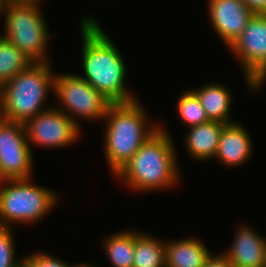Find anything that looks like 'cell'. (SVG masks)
Masks as SVG:
<instances>
[{"label":"cell","instance_id":"30bf717a","mask_svg":"<svg viewBox=\"0 0 266 267\" xmlns=\"http://www.w3.org/2000/svg\"><path fill=\"white\" fill-rule=\"evenodd\" d=\"M229 51L243 67L244 81L251 91L249 79L266 62V14H253Z\"/></svg>","mask_w":266,"mask_h":267},{"label":"cell","instance_id":"5bb4252c","mask_svg":"<svg viewBox=\"0 0 266 267\" xmlns=\"http://www.w3.org/2000/svg\"><path fill=\"white\" fill-rule=\"evenodd\" d=\"M225 125L219 121H209L187 128L189 132L184 136V144L193 160L207 162L214 159Z\"/></svg>","mask_w":266,"mask_h":267},{"label":"cell","instance_id":"d6986e66","mask_svg":"<svg viewBox=\"0 0 266 267\" xmlns=\"http://www.w3.org/2000/svg\"><path fill=\"white\" fill-rule=\"evenodd\" d=\"M32 63L24 53L0 36V87Z\"/></svg>","mask_w":266,"mask_h":267},{"label":"cell","instance_id":"7c38bea8","mask_svg":"<svg viewBox=\"0 0 266 267\" xmlns=\"http://www.w3.org/2000/svg\"><path fill=\"white\" fill-rule=\"evenodd\" d=\"M223 253L235 267H266V238L250 225H239Z\"/></svg>","mask_w":266,"mask_h":267},{"label":"cell","instance_id":"44dd1931","mask_svg":"<svg viewBox=\"0 0 266 267\" xmlns=\"http://www.w3.org/2000/svg\"><path fill=\"white\" fill-rule=\"evenodd\" d=\"M12 227L0 226V267H20L23 259L18 258L15 250V239Z\"/></svg>","mask_w":266,"mask_h":267},{"label":"cell","instance_id":"9a60e30c","mask_svg":"<svg viewBox=\"0 0 266 267\" xmlns=\"http://www.w3.org/2000/svg\"><path fill=\"white\" fill-rule=\"evenodd\" d=\"M211 254L207 245L196 237L165 240L166 267H204Z\"/></svg>","mask_w":266,"mask_h":267},{"label":"cell","instance_id":"cb8c5ba5","mask_svg":"<svg viewBox=\"0 0 266 267\" xmlns=\"http://www.w3.org/2000/svg\"><path fill=\"white\" fill-rule=\"evenodd\" d=\"M204 267H235L227 256L221 252L220 254L212 253L208 258L206 265Z\"/></svg>","mask_w":266,"mask_h":267},{"label":"cell","instance_id":"4fadbf2b","mask_svg":"<svg viewBox=\"0 0 266 267\" xmlns=\"http://www.w3.org/2000/svg\"><path fill=\"white\" fill-rule=\"evenodd\" d=\"M254 143L247 128L240 122L226 124L220 136L214 159L228 168L239 167L248 162L254 152Z\"/></svg>","mask_w":266,"mask_h":267},{"label":"cell","instance_id":"6da1fadb","mask_svg":"<svg viewBox=\"0 0 266 267\" xmlns=\"http://www.w3.org/2000/svg\"><path fill=\"white\" fill-rule=\"evenodd\" d=\"M80 29L83 72L79 76L111 103H127L137 100L138 97L126 87V60L110 34H107L97 18L94 19L91 15L83 17Z\"/></svg>","mask_w":266,"mask_h":267},{"label":"cell","instance_id":"52a82bcc","mask_svg":"<svg viewBox=\"0 0 266 267\" xmlns=\"http://www.w3.org/2000/svg\"><path fill=\"white\" fill-rule=\"evenodd\" d=\"M54 107L79 124L81 120L103 121L111 102L78 74L55 73Z\"/></svg>","mask_w":266,"mask_h":267},{"label":"cell","instance_id":"ac0fdd59","mask_svg":"<svg viewBox=\"0 0 266 267\" xmlns=\"http://www.w3.org/2000/svg\"><path fill=\"white\" fill-rule=\"evenodd\" d=\"M132 267H166L165 240L135 229Z\"/></svg>","mask_w":266,"mask_h":267},{"label":"cell","instance_id":"ffe728a7","mask_svg":"<svg viewBox=\"0 0 266 267\" xmlns=\"http://www.w3.org/2000/svg\"><path fill=\"white\" fill-rule=\"evenodd\" d=\"M177 101L176 111L178 117L181 119L180 121H183L187 128L210 121L199 98L191 89L181 92Z\"/></svg>","mask_w":266,"mask_h":267},{"label":"cell","instance_id":"83f0119b","mask_svg":"<svg viewBox=\"0 0 266 267\" xmlns=\"http://www.w3.org/2000/svg\"><path fill=\"white\" fill-rule=\"evenodd\" d=\"M5 9H6V4H5L4 0H0V17L3 16Z\"/></svg>","mask_w":266,"mask_h":267},{"label":"cell","instance_id":"d4e9b609","mask_svg":"<svg viewBox=\"0 0 266 267\" xmlns=\"http://www.w3.org/2000/svg\"><path fill=\"white\" fill-rule=\"evenodd\" d=\"M254 14H266V0H241Z\"/></svg>","mask_w":266,"mask_h":267},{"label":"cell","instance_id":"2e32d148","mask_svg":"<svg viewBox=\"0 0 266 267\" xmlns=\"http://www.w3.org/2000/svg\"><path fill=\"white\" fill-rule=\"evenodd\" d=\"M191 90L199 98L210 121H219L225 124L237 122L231 119L233 93L228 86L213 82Z\"/></svg>","mask_w":266,"mask_h":267},{"label":"cell","instance_id":"8fae6325","mask_svg":"<svg viewBox=\"0 0 266 267\" xmlns=\"http://www.w3.org/2000/svg\"><path fill=\"white\" fill-rule=\"evenodd\" d=\"M207 8L211 26L227 48L254 14L241 0H207Z\"/></svg>","mask_w":266,"mask_h":267},{"label":"cell","instance_id":"ba28073f","mask_svg":"<svg viewBox=\"0 0 266 267\" xmlns=\"http://www.w3.org/2000/svg\"><path fill=\"white\" fill-rule=\"evenodd\" d=\"M32 153L24 124L0 117V181L32 178Z\"/></svg>","mask_w":266,"mask_h":267},{"label":"cell","instance_id":"7402d4cb","mask_svg":"<svg viewBox=\"0 0 266 267\" xmlns=\"http://www.w3.org/2000/svg\"><path fill=\"white\" fill-rule=\"evenodd\" d=\"M24 267H71V264L68 262L62 261L61 258L47 252H32L23 257Z\"/></svg>","mask_w":266,"mask_h":267},{"label":"cell","instance_id":"9c48e42d","mask_svg":"<svg viewBox=\"0 0 266 267\" xmlns=\"http://www.w3.org/2000/svg\"><path fill=\"white\" fill-rule=\"evenodd\" d=\"M30 147L66 148L82 135L81 125L52 106L24 123Z\"/></svg>","mask_w":266,"mask_h":267},{"label":"cell","instance_id":"484cf974","mask_svg":"<svg viewBox=\"0 0 266 267\" xmlns=\"http://www.w3.org/2000/svg\"><path fill=\"white\" fill-rule=\"evenodd\" d=\"M6 6H41L42 0H4Z\"/></svg>","mask_w":266,"mask_h":267},{"label":"cell","instance_id":"8992f818","mask_svg":"<svg viewBox=\"0 0 266 267\" xmlns=\"http://www.w3.org/2000/svg\"><path fill=\"white\" fill-rule=\"evenodd\" d=\"M42 6H6L4 10V30L0 36L33 63H47L49 60V25L42 12Z\"/></svg>","mask_w":266,"mask_h":267},{"label":"cell","instance_id":"7a4b0ae2","mask_svg":"<svg viewBox=\"0 0 266 267\" xmlns=\"http://www.w3.org/2000/svg\"><path fill=\"white\" fill-rule=\"evenodd\" d=\"M152 135L114 175L134 194L174 189L181 180L180 164L172 134L166 126ZM176 151V152H175Z\"/></svg>","mask_w":266,"mask_h":267},{"label":"cell","instance_id":"e0dca14e","mask_svg":"<svg viewBox=\"0 0 266 267\" xmlns=\"http://www.w3.org/2000/svg\"><path fill=\"white\" fill-rule=\"evenodd\" d=\"M102 240V248L111 267H132L135 247V230L116 231Z\"/></svg>","mask_w":266,"mask_h":267},{"label":"cell","instance_id":"603a6c76","mask_svg":"<svg viewBox=\"0 0 266 267\" xmlns=\"http://www.w3.org/2000/svg\"><path fill=\"white\" fill-rule=\"evenodd\" d=\"M249 85L252 93L259 92L266 85V62L265 64L249 79Z\"/></svg>","mask_w":266,"mask_h":267},{"label":"cell","instance_id":"277c9868","mask_svg":"<svg viewBox=\"0 0 266 267\" xmlns=\"http://www.w3.org/2000/svg\"><path fill=\"white\" fill-rule=\"evenodd\" d=\"M51 65L50 62L32 63L0 87L2 119L24 124L53 106L46 104L49 94L54 93L55 73Z\"/></svg>","mask_w":266,"mask_h":267},{"label":"cell","instance_id":"5b68a950","mask_svg":"<svg viewBox=\"0 0 266 267\" xmlns=\"http://www.w3.org/2000/svg\"><path fill=\"white\" fill-rule=\"evenodd\" d=\"M32 181L33 178L0 181V226L38 224L58 206L60 195L56 191Z\"/></svg>","mask_w":266,"mask_h":267},{"label":"cell","instance_id":"4316f807","mask_svg":"<svg viewBox=\"0 0 266 267\" xmlns=\"http://www.w3.org/2000/svg\"><path fill=\"white\" fill-rule=\"evenodd\" d=\"M71 267H96L92 264H88V263H85V262H80V263H77V264H71Z\"/></svg>","mask_w":266,"mask_h":267},{"label":"cell","instance_id":"3957f363","mask_svg":"<svg viewBox=\"0 0 266 267\" xmlns=\"http://www.w3.org/2000/svg\"><path fill=\"white\" fill-rule=\"evenodd\" d=\"M145 110L139 98L127 103H111L107 109L103 151L113 176L160 129V123L151 121Z\"/></svg>","mask_w":266,"mask_h":267}]
</instances>
